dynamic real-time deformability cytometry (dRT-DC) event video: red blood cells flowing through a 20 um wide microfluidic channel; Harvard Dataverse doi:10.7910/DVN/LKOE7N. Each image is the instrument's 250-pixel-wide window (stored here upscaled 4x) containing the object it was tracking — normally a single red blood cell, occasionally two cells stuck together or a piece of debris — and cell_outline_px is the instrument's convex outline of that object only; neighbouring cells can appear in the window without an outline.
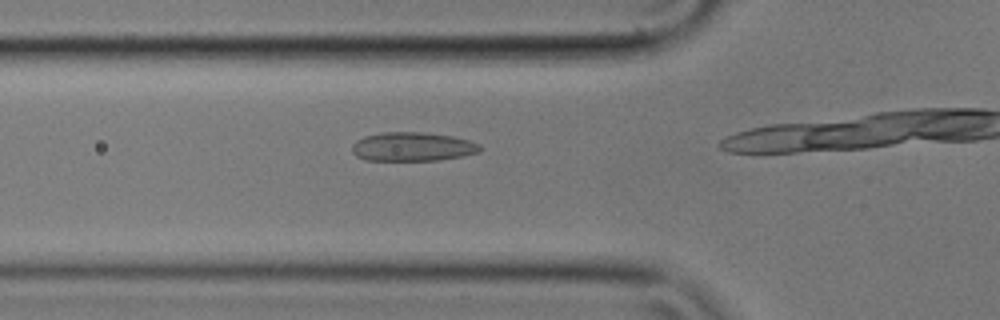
{"species": "common noctule bat (a hibernating species)", "species_latin": "Nyctalus noctula", "temperature_condition": "cold", "stored_images_in_passage": 8, "camera_frame_rate_fps": 3000, "um_per_image_px": 0.085, "animal": {"sex": "male", "body_mass_g": 17.9}, "frame": {"image": 1, "passage_image": 5, "time_ms": 1.333, "image_size_px": [1000, 320], "cell_outline_px": [[484, 148], [480, 152], [464, 156], [436, 160], [364, 160], [356, 156], [352, 152], [352, 144], [356, 140], [364, 136], [380, 132], [424, 132], [452, 136], [468, 140], [480, 144]], "centroid_in_image_um": [35.07, 12.46], "position_along_channel_um": 90.7, "area_um2": 21.79}}